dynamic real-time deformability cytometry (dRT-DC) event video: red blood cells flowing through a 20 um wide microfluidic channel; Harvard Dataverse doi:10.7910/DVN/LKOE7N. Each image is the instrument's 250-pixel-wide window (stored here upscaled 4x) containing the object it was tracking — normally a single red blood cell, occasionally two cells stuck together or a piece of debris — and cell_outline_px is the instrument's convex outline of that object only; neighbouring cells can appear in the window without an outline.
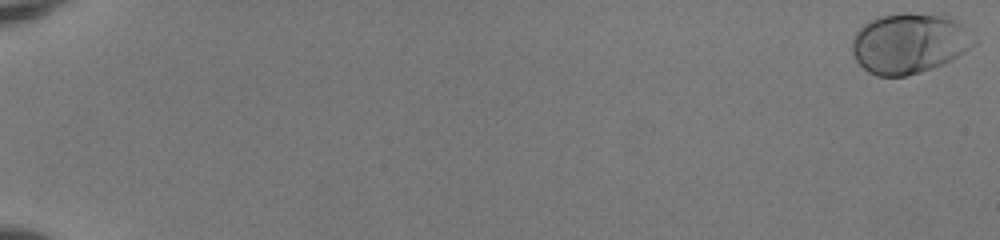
{"species": "human", "species_latin": "Homo sapiens", "temperature_condition": "room temperature", "stored_images_in_passage": 55, "camera_frame_rate_fps": 3000, "um_per_image_px": 0.085, "donor": {"sex": "female"}, "frame": {"image": 1, "passage_image": 1, "time_ms": 0.0, "image_size_px": [1000, 240], "cell_outline_px": [[980, 40], [976, 44], [952, 60], [944, 64], [920, 72], [904, 76], [876, 76], [868, 72], [856, 60], [852, 52], [852, 36], [868, 20], [876, 16], [900, 12], [912, 12], [936, 16], [952, 20], [960, 24]], "centroid_in_image_um": [77.26, 3.68], "position_along_channel_um": 7.7, "area_um2": 43.0}}
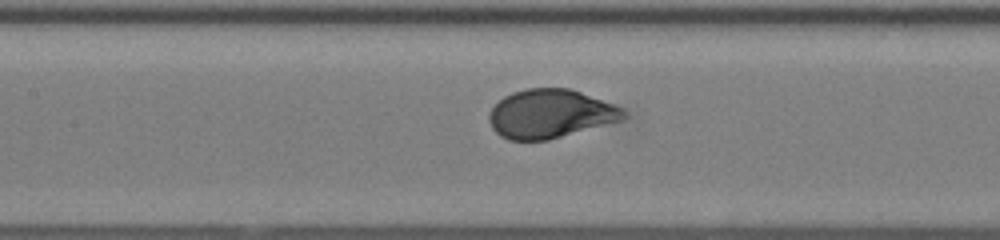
{"frame": {"image": 2, "passage_image": 29, "time_ms": 9.333, "image_size_px": [1000, 240], "cell_outline_px": [[628, 116], [624, 120], [548, 140], [508, 140], [500, 136], [492, 128], [488, 116], [492, 108], [504, 96], [512, 92], [528, 88], [568, 88], [580, 92], [624, 108]], "centroid_in_image_um": [46.8, 9.68], "position_along_channel_um": 160.6, "area_um2": 38.21}}
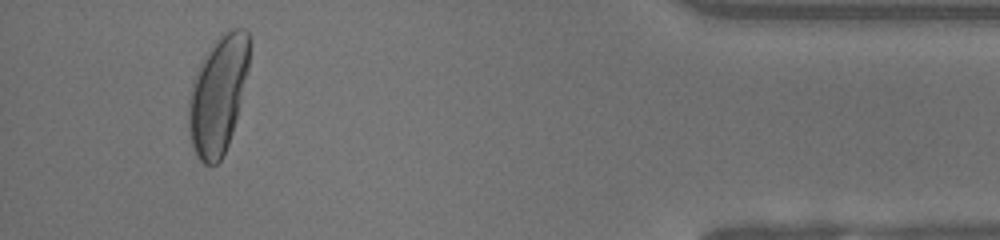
{"frame": {"image": 3, "passage_image": 52, "time_ms": 17.0, "image_size_px": [1000, 240], "cell_outline_px": [[252, 44], [248, 68], [236, 120], [228, 144], [220, 160], [216, 164], [204, 164], [196, 156], [192, 148], [188, 128], [188, 104], [192, 84], [196, 72], [208, 48], [224, 32], [232, 28], [244, 28], [248, 32], [252, 40]], "centroid_in_image_um": [18.55, 8.02], "position_along_channel_um": 416.7, "area_um2": 41.85}, "authors_computed_cell_mechanics": {"area_um2": 39.4196, "velocity_mm_per_s": 3.9539, "shape_relaxation_time_tau1_ms": 2.2937, "shape_relaxation_time_tau2_ms": null, "deformation_change_tau1": 0.1445, "deformation_change_tau2": null}}